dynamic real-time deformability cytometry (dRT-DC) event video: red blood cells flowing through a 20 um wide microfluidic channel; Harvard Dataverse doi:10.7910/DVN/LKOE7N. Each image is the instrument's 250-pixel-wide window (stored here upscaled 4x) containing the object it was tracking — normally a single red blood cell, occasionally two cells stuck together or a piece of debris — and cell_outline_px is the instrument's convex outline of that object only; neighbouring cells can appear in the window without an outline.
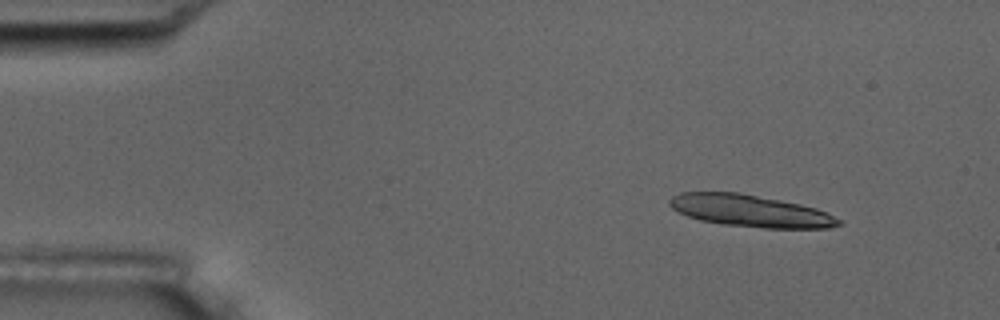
{"species": "common noctule bat (a hibernating species)", "species_latin": "Nyctalus noctula", "temperature_condition": "room temperature", "stored_images_in_passage": 5, "camera_frame_rate_fps": 3000, "um_per_image_px": 0.085, "animal": {"sex": "male", "body_mass_g": 17.5, "forearm_length_mm": 52.3}, "frame": {"image": 1, "passage_image": 2, "time_ms": 1.0, "image_size_px": [1000, 320], "cell_outline_px": [[840, 224], [832, 228], [764, 228], [724, 224], [700, 220], [688, 216], [672, 208], [668, 204], [668, 200], [672, 196], [680, 192], [736, 192], [780, 200], [800, 204], [816, 208], [828, 212], [840, 220]], "centroid_in_image_um": [63.78, 17.92], "position_along_channel_um": 21.2, "area_um2": 31.39}}